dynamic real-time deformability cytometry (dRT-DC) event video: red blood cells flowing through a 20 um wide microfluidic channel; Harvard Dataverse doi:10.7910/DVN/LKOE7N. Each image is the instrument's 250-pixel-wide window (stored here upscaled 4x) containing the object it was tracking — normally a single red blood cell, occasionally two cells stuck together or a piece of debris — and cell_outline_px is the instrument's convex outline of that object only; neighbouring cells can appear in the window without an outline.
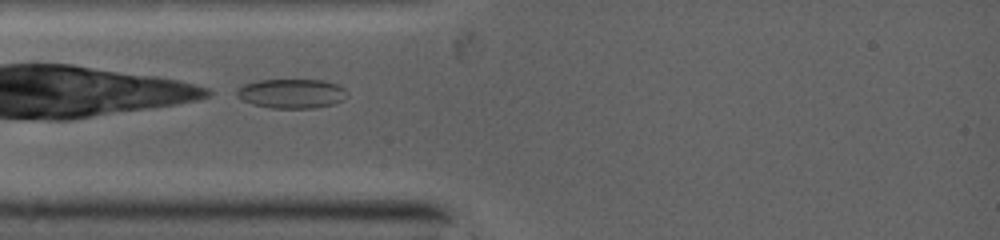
{"species": "common noctule bat (a hibernating species)", "species_latin": "Nyctalus noctula", "temperature_condition": "warm", "stored_images_in_passage": 46, "camera_frame_rate_fps": 5000, "um_per_image_px": 0.085, "animal": {"sex": "female", "body_mass_g": 19.0, "forearm_length_mm": 53.3}, "frame": {"image": 1, "passage_image": 2, "time_ms": 0.2, "image_size_px": [1000, 240], "cell_outline_px": [[344, 88], [340, 100], [332, 104], [312, 108], [272, 108], [252, 104], [236, 96], [236, 92], [244, 84], [260, 80], [320, 80], [336, 84]], "centroid_in_image_um": [24.7, 7.95], "position_along_channel_um": 60.3, "area_um2": 18.32}}
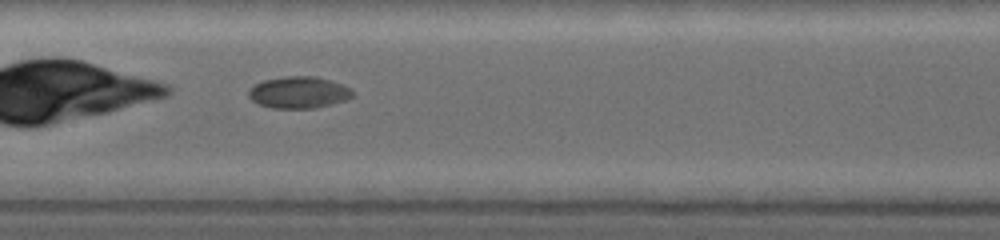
{"frame": {"image": 2, "passage_image": 15, "time_ms": 3.0, "image_size_px": [1000, 240], "cell_outline_px": [[352, 96], [344, 100], [312, 108], [272, 108], [260, 104], [252, 100], [248, 96], [248, 92], [256, 84], [264, 80], [284, 76], [312, 76], [328, 80], [340, 84], [348, 88], [352, 92]], "centroid_in_image_um": [25.34, 7.85], "position_along_channel_um": 182.1, "area_um2": 18.67}}
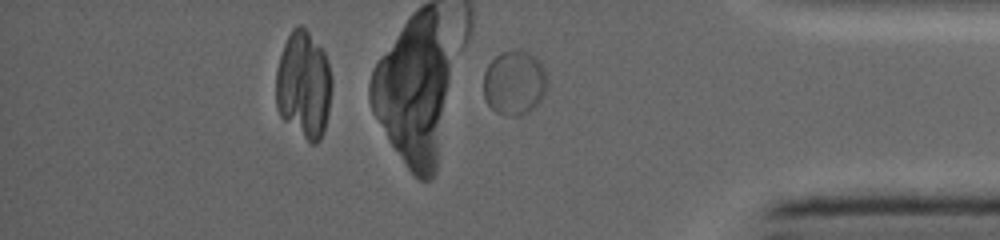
{"frame": {"image": 3, "passage_image": 40, "time_ms": 8.2, "image_size_px": [1000, 240], "cell_outline_px": [[544, 92], [536, 104], [524, 112], [516, 116], [496, 112], [488, 104], [484, 96], [484, 72], [488, 64], [496, 56], [504, 52], [524, 52], [532, 56], [540, 64], [544, 72]], "centroid_in_image_um": [43.64, 7.05], "position_along_channel_um": 391.6, "area_um2": 22.6}}